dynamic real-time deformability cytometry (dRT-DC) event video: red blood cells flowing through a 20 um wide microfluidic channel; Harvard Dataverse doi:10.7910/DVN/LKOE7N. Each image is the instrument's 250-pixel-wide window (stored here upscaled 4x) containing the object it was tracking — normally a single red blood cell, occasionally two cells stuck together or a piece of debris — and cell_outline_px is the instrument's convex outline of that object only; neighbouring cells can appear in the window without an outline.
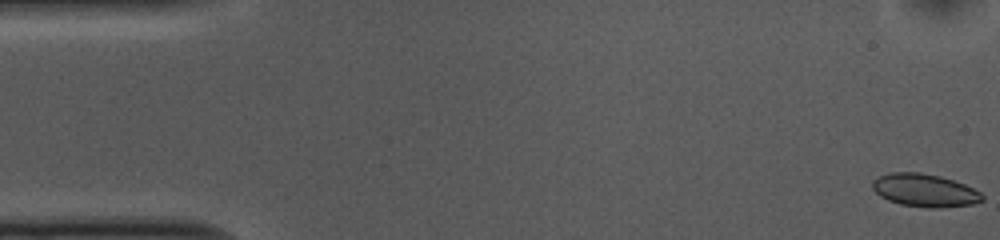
{"species": "common noctule bat (a hibernating species)", "species_latin": "Nyctalus noctula", "temperature_condition": "cold", "stored_images_in_passage": 53, "camera_frame_rate_fps": 3000, "um_per_image_px": 0.085, "animal": {"sex": "female", "body_mass_g": 10.0, "forearm_length_mm": 53.1}, "frame": {"image": 1, "passage_image": 1, "time_ms": 0.0, "image_size_px": [1000, 240], "cell_outline_px": [[984, 200], [972, 204], [936, 208], [928, 208], [900, 204], [888, 200], [880, 196], [872, 188], [872, 180], [880, 176], [892, 172], [920, 172], [940, 176], [964, 184], [980, 192], [984, 196]], "centroid_in_image_um": [78.59, 16.18], "position_along_channel_um": 6.4, "area_um2": 20.98}}
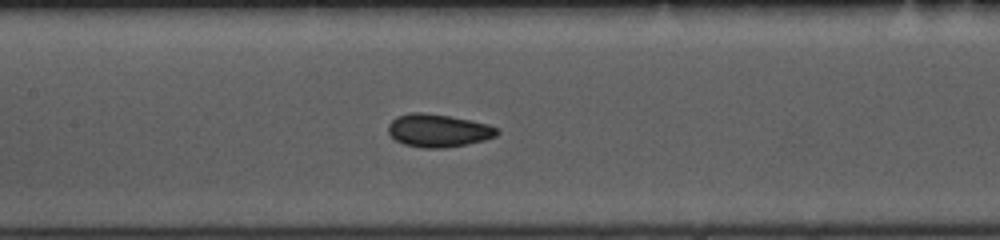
{"frame": {"image": 2, "passage_image": 24, "time_ms": 7.667, "image_size_px": [1000, 240], "cell_outline_px": [[500, 132], [496, 136], [484, 140], [444, 148], [424, 148], [404, 144], [396, 140], [388, 132], [388, 124], [396, 116], [412, 112], [420, 112], [448, 116], [472, 120], [488, 124], [496, 128]], "centroid_in_image_um": [37.24, 11.09], "position_along_channel_um": 170.2, "area_um2": 20.75}}
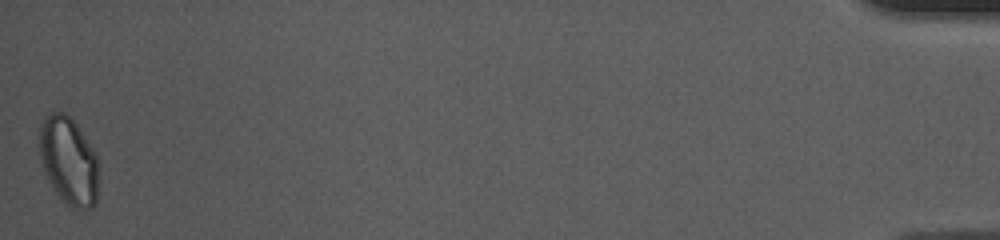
{"frame": {"image": 3, "passage_image": 53, "time_ms": 17.333, "image_size_px": [1000, 240], "cell_outline_px": [[100, 172], [96, 204], [92, 208], [72, 208], [56, 192], [48, 180], [44, 172], [40, 156], [40, 128], [44, 116], [52, 112], [64, 112], [76, 124], [84, 136], [96, 156], [100, 164]], "centroid_in_image_um": [5.87, 13.69], "position_along_channel_um": 429.3, "area_um2": 30.29}, "authors_computed_cell_mechanics": {"area_um2": 20.808, "velocity_mm_per_s": 3.7184, "shape_relaxation_time_tau1_ms": 8.075, "shape_relaxation_time_tau2_ms": 1.5577, "deformation_change_tau1": 0.1012, "deformation_change_tau2": 0.049}}